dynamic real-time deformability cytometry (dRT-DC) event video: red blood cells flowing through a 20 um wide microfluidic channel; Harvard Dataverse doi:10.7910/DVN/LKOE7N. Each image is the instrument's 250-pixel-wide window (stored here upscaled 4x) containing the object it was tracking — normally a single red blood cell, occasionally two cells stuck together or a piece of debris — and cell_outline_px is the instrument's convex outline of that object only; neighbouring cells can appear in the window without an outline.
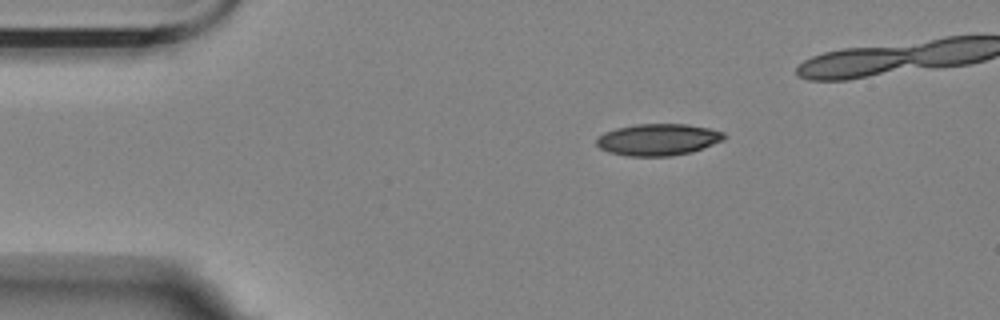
{"species": "Egyptian fruit bat (a non-hibernating species)", "species_latin": "Rousettus aegyptiacus", "temperature_condition": "room temperature", "stored_images_in_passage": 6, "segment_of_instrument_passage": [1, 2], "camera_frame_rate_fps": 3000, "um_per_image_px": 0.085, "animal": {"sex": "female"}, "frame": {"image": 1, "passage_image": 2, "time_ms": 1.333, "image_size_px": [1000, 320], "cell_outline_px": [[728, 136], [724, 140], [692, 152], [672, 156], [628, 156], [608, 152], [600, 148], [596, 144], [596, 140], [604, 132], [616, 128], [636, 124], [688, 124], [708, 128], [724, 132]], "centroid_in_image_um": [55.96, 11.87], "position_along_channel_um": 29.0, "area_um2": 23.7}}
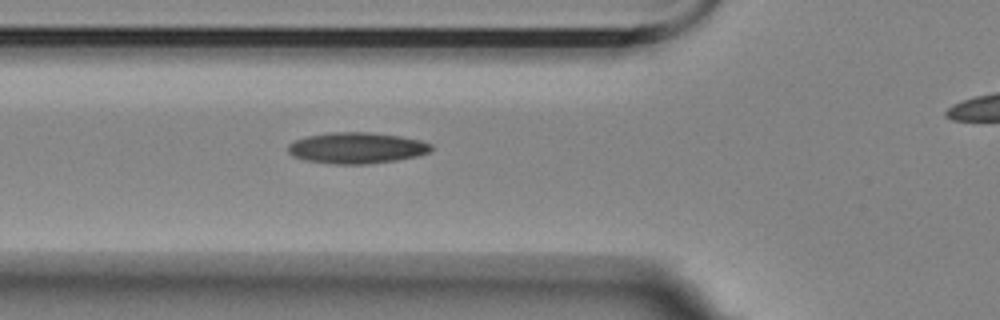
{"frame": {"image": 2, "passage_image": 5, "time_ms": 4.667, "image_size_px": [1000, 320], "cell_outline_px": [[432, 148], [428, 152], [416, 156], [396, 160], [364, 164], [336, 164], [304, 160], [292, 156], [288, 152], [288, 144], [296, 140], [308, 136], [332, 132], [368, 132], [400, 136], [420, 140], [432, 144]], "centroid_in_image_um": [30.3, 12.57], "position_along_channel_um": 95.5, "area_um2": 25.78}}